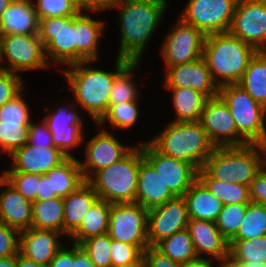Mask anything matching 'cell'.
Segmentation results:
<instances>
[{"instance_id":"6da1fadb","label":"cell","mask_w":266,"mask_h":267,"mask_svg":"<svg viewBox=\"0 0 266 267\" xmlns=\"http://www.w3.org/2000/svg\"><path fill=\"white\" fill-rule=\"evenodd\" d=\"M168 5L167 0H116L110 10H118V58L141 62L149 41L162 25Z\"/></svg>"},{"instance_id":"7a4b0ae2","label":"cell","mask_w":266,"mask_h":267,"mask_svg":"<svg viewBox=\"0 0 266 267\" xmlns=\"http://www.w3.org/2000/svg\"><path fill=\"white\" fill-rule=\"evenodd\" d=\"M115 58V68L112 71L94 67L92 64L97 61L92 60L75 63L63 69L61 67L58 70L73 92L75 105L86 111L95 124L108 109L114 78L131 62L117 56Z\"/></svg>"},{"instance_id":"3957f363","label":"cell","mask_w":266,"mask_h":267,"mask_svg":"<svg viewBox=\"0 0 266 267\" xmlns=\"http://www.w3.org/2000/svg\"><path fill=\"white\" fill-rule=\"evenodd\" d=\"M257 50L229 32L208 35L202 58L215 83L221 87L238 84Z\"/></svg>"},{"instance_id":"277c9868","label":"cell","mask_w":266,"mask_h":267,"mask_svg":"<svg viewBox=\"0 0 266 267\" xmlns=\"http://www.w3.org/2000/svg\"><path fill=\"white\" fill-rule=\"evenodd\" d=\"M148 142L162 154L189 163L198 171L215 149L199 122L171 121Z\"/></svg>"},{"instance_id":"5b68a950","label":"cell","mask_w":266,"mask_h":267,"mask_svg":"<svg viewBox=\"0 0 266 267\" xmlns=\"http://www.w3.org/2000/svg\"><path fill=\"white\" fill-rule=\"evenodd\" d=\"M261 144L215 147L202 169L213 179L250 186L263 169Z\"/></svg>"},{"instance_id":"8992f818","label":"cell","mask_w":266,"mask_h":267,"mask_svg":"<svg viewBox=\"0 0 266 267\" xmlns=\"http://www.w3.org/2000/svg\"><path fill=\"white\" fill-rule=\"evenodd\" d=\"M139 142L119 161L94 173L86 182L99 199L114 203H136Z\"/></svg>"},{"instance_id":"52a82bcc","label":"cell","mask_w":266,"mask_h":267,"mask_svg":"<svg viewBox=\"0 0 266 267\" xmlns=\"http://www.w3.org/2000/svg\"><path fill=\"white\" fill-rule=\"evenodd\" d=\"M218 96L228 107L237 132L249 144L262 145L266 139V108L238 84L219 87Z\"/></svg>"},{"instance_id":"ba28073f","label":"cell","mask_w":266,"mask_h":267,"mask_svg":"<svg viewBox=\"0 0 266 267\" xmlns=\"http://www.w3.org/2000/svg\"><path fill=\"white\" fill-rule=\"evenodd\" d=\"M0 68L16 74L50 68L38 35H0Z\"/></svg>"},{"instance_id":"9c48e42d","label":"cell","mask_w":266,"mask_h":267,"mask_svg":"<svg viewBox=\"0 0 266 267\" xmlns=\"http://www.w3.org/2000/svg\"><path fill=\"white\" fill-rule=\"evenodd\" d=\"M38 37L49 65L75 64V15L39 19Z\"/></svg>"},{"instance_id":"30bf717a","label":"cell","mask_w":266,"mask_h":267,"mask_svg":"<svg viewBox=\"0 0 266 267\" xmlns=\"http://www.w3.org/2000/svg\"><path fill=\"white\" fill-rule=\"evenodd\" d=\"M67 101V102H66ZM65 103L55 105V109L50 110L43 120L46 122L54 147L58 148L67 158H75L73 150L83 144L85 136V122L81 118L78 105L74 101L66 98ZM65 104V105H64ZM74 155V156H73Z\"/></svg>"},{"instance_id":"8fae6325","label":"cell","mask_w":266,"mask_h":267,"mask_svg":"<svg viewBox=\"0 0 266 267\" xmlns=\"http://www.w3.org/2000/svg\"><path fill=\"white\" fill-rule=\"evenodd\" d=\"M177 18L205 36L228 32L238 0H187Z\"/></svg>"},{"instance_id":"7c38bea8","label":"cell","mask_w":266,"mask_h":267,"mask_svg":"<svg viewBox=\"0 0 266 267\" xmlns=\"http://www.w3.org/2000/svg\"><path fill=\"white\" fill-rule=\"evenodd\" d=\"M148 210L138 203H114L109 214L108 234L111 239L138 246L142 251L149 247L147 238Z\"/></svg>"},{"instance_id":"4fadbf2b","label":"cell","mask_w":266,"mask_h":267,"mask_svg":"<svg viewBox=\"0 0 266 267\" xmlns=\"http://www.w3.org/2000/svg\"><path fill=\"white\" fill-rule=\"evenodd\" d=\"M166 34L160 53L164 67L189 63L202 57L206 36L179 18Z\"/></svg>"},{"instance_id":"5bb4252c","label":"cell","mask_w":266,"mask_h":267,"mask_svg":"<svg viewBox=\"0 0 266 267\" xmlns=\"http://www.w3.org/2000/svg\"><path fill=\"white\" fill-rule=\"evenodd\" d=\"M228 32L266 51V0H238Z\"/></svg>"},{"instance_id":"9a60e30c","label":"cell","mask_w":266,"mask_h":267,"mask_svg":"<svg viewBox=\"0 0 266 267\" xmlns=\"http://www.w3.org/2000/svg\"><path fill=\"white\" fill-rule=\"evenodd\" d=\"M101 128L97 134L85 140L84 160L78 159L83 177L87 181L94 173L122 159L133 147L123 144L110 130ZM86 142V144H85Z\"/></svg>"},{"instance_id":"2e32d148","label":"cell","mask_w":266,"mask_h":267,"mask_svg":"<svg viewBox=\"0 0 266 267\" xmlns=\"http://www.w3.org/2000/svg\"><path fill=\"white\" fill-rule=\"evenodd\" d=\"M139 142L143 157L157 171L165 185L176 197H183L198 179V170L189 163L162 154L148 141Z\"/></svg>"},{"instance_id":"e0dca14e","label":"cell","mask_w":266,"mask_h":267,"mask_svg":"<svg viewBox=\"0 0 266 267\" xmlns=\"http://www.w3.org/2000/svg\"><path fill=\"white\" fill-rule=\"evenodd\" d=\"M199 123L215 147L249 144L237 132L233 117L219 96L207 99L201 112Z\"/></svg>"},{"instance_id":"ac0fdd59","label":"cell","mask_w":266,"mask_h":267,"mask_svg":"<svg viewBox=\"0 0 266 267\" xmlns=\"http://www.w3.org/2000/svg\"><path fill=\"white\" fill-rule=\"evenodd\" d=\"M189 222L187 204L183 197H176L163 205L148 210V244L155 247L159 242L187 229Z\"/></svg>"},{"instance_id":"d6986e66","label":"cell","mask_w":266,"mask_h":267,"mask_svg":"<svg viewBox=\"0 0 266 267\" xmlns=\"http://www.w3.org/2000/svg\"><path fill=\"white\" fill-rule=\"evenodd\" d=\"M164 70L165 88L188 87L201 92L208 99L218 96L219 86L202 57L189 63L167 66Z\"/></svg>"},{"instance_id":"ffe728a7","label":"cell","mask_w":266,"mask_h":267,"mask_svg":"<svg viewBox=\"0 0 266 267\" xmlns=\"http://www.w3.org/2000/svg\"><path fill=\"white\" fill-rule=\"evenodd\" d=\"M11 166L2 172H25L44 175L67 157L58 148H38L28 142L10 156Z\"/></svg>"},{"instance_id":"44dd1931","label":"cell","mask_w":266,"mask_h":267,"mask_svg":"<svg viewBox=\"0 0 266 267\" xmlns=\"http://www.w3.org/2000/svg\"><path fill=\"white\" fill-rule=\"evenodd\" d=\"M187 230L197 258L223 262L229 256V241L221 234L215 222L189 219Z\"/></svg>"},{"instance_id":"7402d4cb","label":"cell","mask_w":266,"mask_h":267,"mask_svg":"<svg viewBox=\"0 0 266 267\" xmlns=\"http://www.w3.org/2000/svg\"><path fill=\"white\" fill-rule=\"evenodd\" d=\"M89 12L102 13V11L81 10L75 15V63L101 59L99 44L107 23L101 20L102 18H92Z\"/></svg>"},{"instance_id":"603a6c76","label":"cell","mask_w":266,"mask_h":267,"mask_svg":"<svg viewBox=\"0 0 266 267\" xmlns=\"http://www.w3.org/2000/svg\"><path fill=\"white\" fill-rule=\"evenodd\" d=\"M61 237L66 236L54 230L31 227L20 232L19 253L27 259L48 266L64 245L63 242L61 243Z\"/></svg>"},{"instance_id":"cb8c5ba5","label":"cell","mask_w":266,"mask_h":267,"mask_svg":"<svg viewBox=\"0 0 266 267\" xmlns=\"http://www.w3.org/2000/svg\"><path fill=\"white\" fill-rule=\"evenodd\" d=\"M176 198L163 182L153 166L143 157L139 142V169L136 191V203L145 209L163 205Z\"/></svg>"},{"instance_id":"d4e9b609","label":"cell","mask_w":266,"mask_h":267,"mask_svg":"<svg viewBox=\"0 0 266 267\" xmlns=\"http://www.w3.org/2000/svg\"><path fill=\"white\" fill-rule=\"evenodd\" d=\"M0 221L19 232L32 227V202L0 175Z\"/></svg>"},{"instance_id":"484cf974","label":"cell","mask_w":266,"mask_h":267,"mask_svg":"<svg viewBox=\"0 0 266 267\" xmlns=\"http://www.w3.org/2000/svg\"><path fill=\"white\" fill-rule=\"evenodd\" d=\"M39 19L32 0H13L0 17V35H38Z\"/></svg>"},{"instance_id":"4316f807","label":"cell","mask_w":266,"mask_h":267,"mask_svg":"<svg viewBox=\"0 0 266 267\" xmlns=\"http://www.w3.org/2000/svg\"><path fill=\"white\" fill-rule=\"evenodd\" d=\"M183 198L187 204L189 219L215 222L223 207V203L199 179L185 192Z\"/></svg>"},{"instance_id":"83f0119b","label":"cell","mask_w":266,"mask_h":267,"mask_svg":"<svg viewBox=\"0 0 266 267\" xmlns=\"http://www.w3.org/2000/svg\"><path fill=\"white\" fill-rule=\"evenodd\" d=\"M97 199V193L87 182L63 198L64 235L67 238L79 227L81 220Z\"/></svg>"},{"instance_id":"f1b7e54d","label":"cell","mask_w":266,"mask_h":267,"mask_svg":"<svg viewBox=\"0 0 266 267\" xmlns=\"http://www.w3.org/2000/svg\"><path fill=\"white\" fill-rule=\"evenodd\" d=\"M44 176L50 179L51 199L56 197L65 198L86 182L79 161L74 157L67 158Z\"/></svg>"},{"instance_id":"f546056e","label":"cell","mask_w":266,"mask_h":267,"mask_svg":"<svg viewBox=\"0 0 266 267\" xmlns=\"http://www.w3.org/2000/svg\"><path fill=\"white\" fill-rule=\"evenodd\" d=\"M111 205L108 201L98 198L81 220L79 227L68 237L70 241L67 242L80 244L89 237L108 233Z\"/></svg>"},{"instance_id":"4dcf8cb0","label":"cell","mask_w":266,"mask_h":267,"mask_svg":"<svg viewBox=\"0 0 266 267\" xmlns=\"http://www.w3.org/2000/svg\"><path fill=\"white\" fill-rule=\"evenodd\" d=\"M172 92V105L175 111L174 122H199L207 97L188 87L166 88Z\"/></svg>"},{"instance_id":"1f68e13d","label":"cell","mask_w":266,"mask_h":267,"mask_svg":"<svg viewBox=\"0 0 266 267\" xmlns=\"http://www.w3.org/2000/svg\"><path fill=\"white\" fill-rule=\"evenodd\" d=\"M238 85L266 108V51H257L250 59Z\"/></svg>"},{"instance_id":"d6a6232c","label":"cell","mask_w":266,"mask_h":267,"mask_svg":"<svg viewBox=\"0 0 266 267\" xmlns=\"http://www.w3.org/2000/svg\"><path fill=\"white\" fill-rule=\"evenodd\" d=\"M32 227L64 234L63 198L32 201Z\"/></svg>"},{"instance_id":"836d02e7","label":"cell","mask_w":266,"mask_h":267,"mask_svg":"<svg viewBox=\"0 0 266 267\" xmlns=\"http://www.w3.org/2000/svg\"><path fill=\"white\" fill-rule=\"evenodd\" d=\"M198 179L223 205L248 204L250 202L249 186L213 179L203 169L198 171Z\"/></svg>"},{"instance_id":"e575fe53","label":"cell","mask_w":266,"mask_h":267,"mask_svg":"<svg viewBox=\"0 0 266 267\" xmlns=\"http://www.w3.org/2000/svg\"><path fill=\"white\" fill-rule=\"evenodd\" d=\"M139 100L126 103L108 104V109L102 118L96 123L98 128H103L109 123L113 131L132 129L139 118ZM116 129V130H114Z\"/></svg>"},{"instance_id":"d590c367","label":"cell","mask_w":266,"mask_h":267,"mask_svg":"<svg viewBox=\"0 0 266 267\" xmlns=\"http://www.w3.org/2000/svg\"><path fill=\"white\" fill-rule=\"evenodd\" d=\"M140 66L141 62H130L114 78L112 90L110 91L109 104L126 103L141 99L138 83L134 80V73Z\"/></svg>"},{"instance_id":"8d00e7d4","label":"cell","mask_w":266,"mask_h":267,"mask_svg":"<svg viewBox=\"0 0 266 267\" xmlns=\"http://www.w3.org/2000/svg\"><path fill=\"white\" fill-rule=\"evenodd\" d=\"M155 248L172 261L184 264L197 259L193 241L187 229L174 233Z\"/></svg>"},{"instance_id":"74e56055","label":"cell","mask_w":266,"mask_h":267,"mask_svg":"<svg viewBox=\"0 0 266 267\" xmlns=\"http://www.w3.org/2000/svg\"><path fill=\"white\" fill-rule=\"evenodd\" d=\"M225 260L266 264V235L251 240H230L229 256Z\"/></svg>"},{"instance_id":"f35d334b","label":"cell","mask_w":266,"mask_h":267,"mask_svg":"<svg viewBox=\"0 0 266 267\" xmlns=\"http://www.w3.org/2000/svg\"><path fill=\"white\" fill-rule=\"evenodd\" d=\"M266 235V207L249 202L242 224L231 240H251Z\"/></svg>"},{"instance_id":"ab89813d","label":"cell","mask_w":266,"mask_h":267,"mask_svg":"<svg viewBox=\"0 0 266 267\" xmlns=\"http://www.w3.org/2000/svg\"><path fill=\"white\" fill-rule=\"evenodd\" d=\"M30 123L0 122V152L11 155L28 142Z\"/></svg>"},{"instance_id":"60d3db41","label":"cell","mask_w":266,"mask_h":267,"mask_svg":"<svg viewBox=\"0 0 266 267\" xmlns=\"http://www.w3.org/2000/svg\"><path fill=\"white\" fill-rule=\"evenodd\" d=\"M248 204L223 205L215 224L221 234L230 241L239 229L245 217Z\"/></svg>"},{"instance_id":"b9f144b4","label":"cell","mask_w":266,"mask_h":267,"mask_svg":"<svg viewBox=\"0 0 266 267\" xmlns=\"http://www.w3.org/2000/svg\"><path fill=\"white\" fill-rule=\"evenodd\" d=\"M79 245L96 267H112L111 238L108 233L89 237Z\"/></svg>"},{"instance_id":"7bdbcfd3","label":"cell","mask_w":266,"mask_h":267,"mask_svg":"<svg viewBox=\"0 0 266 267\" xmlns=\"http://www.w3.org/2000/svg\"><path fill=\"white\" fill-rule=\"evenodd\" d=\"M27 85L11 100L0 107V122L30 123L32 116L25 95ZM31 116V117H30Z\"/></svg>"},{"instance_id":"ee69618b","label":"cell","mask_w":266,"mask_h":267,"mask_svg":"<svg viewBox=\"0 0 266 267\" xmlns=\"http://www.w3.org/2000/svg\"><path fill=\"white\" fill-rule=\"evenodd\" d=\"M38 19L77 15L81 8L74 0H32Z\"/></svg>"},{"instance_id":"f6af8a7d","label":"cell","mask_w":266,"mask_h":267,"mask_svg":"<svg viewBox=\"0 0 266 267\" xmlns=\"http://www.w3.org/2000/svg\"><path fill=\"white\" fill-rule=\"evenodd\" d=\"M15 190L28 200L37 201L40 174L25 172H1L0 174Z\"/></svg>"},{"instance_id":"bcb514c9","label":"cell","mask_w":266,"mask_h":267,"mask_svg":"<svg viewBox=\"0 0 266 267\" xmlns=\"http://www.w3.org/2000/svg\"><path fill=\"white\" fill-rule=\"evenodd\" d=\"M110 255L112 267H118L138 261L143 256V251L136 245L111 239Z\"/></svg>"},{"instance_id":"7dc6e473","label":"cell","mask_w":266,"mask_h":267,"mask_svg":"<svg viewBox=\"0 0 266 267\" xmlns=\"http://www.w3.org/2000/svg\"><path fill=\"white\" fill-rule=\"evenodd\" d=\"M25 86V80L20 74L0 68V107L17 95Z\"/></svg>"},{"instance_id":"c3c4849f","label":"cell","mask_w":266,"mask_h":267,"mask_svg":"<svg viewBox=\"0 0 266 267\" xmlns=\"http://www.w3.org/2000/svg\"><path fill=\"white\" fill-rule=\"evenodd\" d=\"M20 232L0 221V258L19 253Z\"/></svg>"},{"instance_id":"681fc988","label":"cell","mask_w":266,"mask_h":267,"mask_svg":"<svg viewBox=\"0 0 266 267\" xmlns=\"http://www.w3.org/2000/svg\"><path fill=\"white\" fill-rule=\"evenodd\" d=\"M28 143L31 146L38 148H56L54 147L52 134L43 119L41 121L31 120L29 125Z\"/></svg>"},{"instance_id":"f907efd6","label":"cell","mask_w":266,"mask_h":267,"mask_svg":"<svg viewBox=\"0 0 266 267\" xmlns=\"http://www.w3.org/2000/svg\"><path fill=\"white\" fill-rule=\"evenodd\" d=\"M249 198L251 202L262 204L266 207V171L264 168L252 180L249 186Z\"/></svg>"},{"instance_id":"816d5d0a","label":"cell","mask_w":266,"mask_h":267,"mask_svg":"<svg viewBox=\"0 0 266 267\" xmlns=\"http://www.w3.org/2000/svg\"><path fill=\"white\" fill-rule=\"evenodd\" d=\"M145 267H180L179 263L163 255L155 247L149 246L143 251Z\"/></svg>"},{"instance_id":"f5cc1de1","label":"cell","mask_w":266,"mask_h":267,"mask_svg":"<svg viewBox=\"0 0 266 267\" xmlns=\"http://www.w3.org/2000/svg\"><path fill=\"white\" fill-rule=\"evenodd\" d=\"M72 245V246H71ZM71 246V247H70ZM74 243L63 245L55 254L48 267H73Z\"/></svg>"},{"instance_id":"db71d44e","label":"cell","mask_w":266,"mask_h":267,"mask_svg":"<svg viewBox=\"0 0 266 267\" xmlns=\"http://www.w3.org/2000/svg\"><path fill=\"white\" fill-rule=\"evenodd\" d=\"M81 10L102 11L110 10L116 0H74Z\"/></svg>"},{"instance_id":"11a10c76","label":"cell","mask_w":266,"mask_h":267,"mask_svg":"<svg viewBox=\"0 0 266 267\" xmlns=\"http://www.w3.org/2000/svg\"><path fill=\"white\" fill-rule=\"evenodd\" d=\"M73 267H96L79 244H74Z\"/></svg>"},{"instance_id":"9f6ffc18","label":"cell","mask_w":266,"mask_h":267,"mask_svg":"<svg viewBox=\"0 0 266 267\" xmlns=\"http://www.w3.org/2000/svg\"><path fill=\"white\" fill-rule=\"evenodd\" d=\"M50 199H51L50 179H47L44 175H40V179L38 181L37 201L50 200Z\"/></svg>"},{"instance_id":"6f0895ef","label":"cell","mask_w":266,"mask_h":267,"mask_svg":"<svg viewBox=\"0 0 266 267\" xmlns=\"http://www.w3.org/2000/svg\"><path fill=\"white\" fill-rule=\"evenodd\" d=\"M214 264H217L214 266ZM180 267H222V262L212 259H200L197 258L193 261L180 264Z\"/></svg>"},{"instance_id":"680465c9","label":"cell","mask_w":266,"mask_h":267,"mask_svg":"<svg viewBox=\"0 0 266 267\" xmlns=\"http://www.w3.org/2000/svg\"><path fill=\"white\" fill-rule=\"evenodd\" d=\"M265 263H247L238 260H224L222 267H265Z\"/></svg>"},{"instance_id":"91938a15","label":"cell","mask_w":266,"mask_h":267,"mask_svg":"<svg viewBox=\"0 0 266 267\" xmlns=\"http://www.w3.org/2000/svg\"><path fill=\"white\" fill-rule=\"evenodd\" d=\"M16 267H48L47 265L36 263L25 258L20 253L16 255Z\"/></svg>"},{"instance_id":"94428289","label":"cell","mask_w":266,"mask_h":267,"mask_svg":"<svg viewBox=\"0 0 266 267\" xmlns=\"http://www.w3.org/2000/svg\"><path fill=\"white\" fill-rule=\"evenodd\" d=\"M0 267H16V255L0 258Z\"/></svg>"},{"instance_id":"6125c7cd","label":"cell","mask_w":266,"mask_h":267,"mask_svg":"<svg viewBox=\"0 0 266 267\" xmlns=\"http://www.w3.org/2000/svg\"><path fill=\"white\" fill-rule=\"evenodd\" d=\"M118 267H145V261L143 256L136 262L128 264V265H122Z\"/></svg>"},{"instance_id":"be15d7a7","label":"cell","mask_w":266,"mask_h":267,"mask_svg":"<svg viewBox=\"0 0 266 267\" xmlns=\"http://www.w3.org/2000/svg\"><path fill=\"white\" fill-rule=\"evenodd\" d=\"M13 0H0V17Z\"/></svg>"},{"instance_id":"e7e4bbea","label":"cell","mask_w":266,"mask_h":267,"mask_svg":"<svg viewBox=\"0 0 266 267\" xmlns=\"http://www.w3.org/2000/svg\"><path fill=\"white\" fill-rule=\"evenodd\" d=\"M263 168L266 171V152L264 151V155H263Z\"/></svg>"},{"instance_id":"03108f58","label":"cell","mask_w":266,"mask_h":267,"mask_svg":"<svg viewBox=\"0 0 266 267\" xmlns=\"http://www.w3.org/2000/svg\"><path fill=\"white\" fill-rule=\"evenodd\" d=\"M262 145H263L264 151L266 152V139H265V142Z\"/></svg>"}]
</instances>
